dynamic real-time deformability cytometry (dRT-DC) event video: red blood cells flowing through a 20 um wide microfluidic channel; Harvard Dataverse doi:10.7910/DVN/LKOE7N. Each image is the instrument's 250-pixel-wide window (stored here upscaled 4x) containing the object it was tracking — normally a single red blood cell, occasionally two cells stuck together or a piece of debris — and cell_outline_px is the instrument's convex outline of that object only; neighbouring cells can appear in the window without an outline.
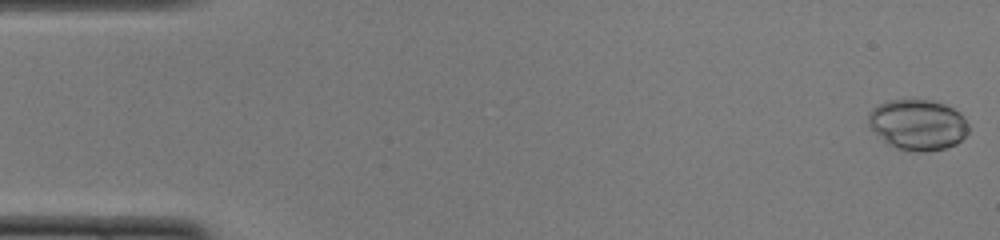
{"species": "common noctule bat (a hibernating species)", "species_latin": "Nyctalus noctula", "temperature_condition": "cold", "stored_images_in_passage": 50, "camera_frame_rate_fps": 3000, "um_per_image_px": 0.085, "animal": {"sex": "female", "body_mass_g": 22.0, "forearm_length_mm": 56.7}, "frame": {"image": 1, "passage_image": 1, "time_ms": 0.0, "image_size_px": [1000, 240], "cell_outline_px": [[968, 132], [956, 144], [944, 148], [924, 152], [916, 152], [896, 148], [884, 140], [868, 124], [868, 116], [872, 108], [888, 100], [932, 100], [944, 104], [952, 108], [968, 124]], "centroid_in_image_um": [78.0, 10.6], "position_along_channel_um": 7.0, "area_um2": 29.07}}
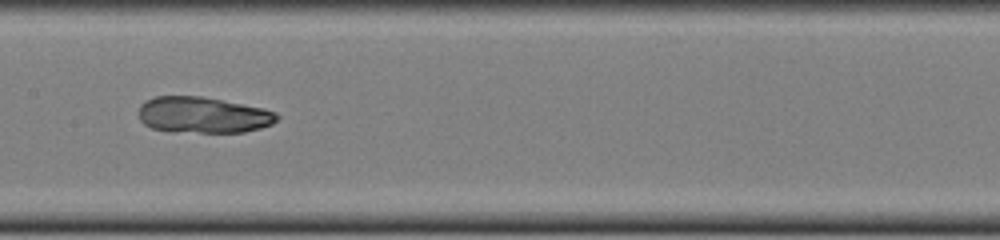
{"frame": {"image": 2, "passage_image": 25, "time_ms": 8.0, "image_size_px": [1000, 240], "cell_outline_px": [[280, 116], [272, 124], [260, 128], [244, 132], [172, 132], [152, 128], [144, 124], [140, 120], [140, 104], [144, 100], [156, 96], [200, 96], [264, 108], [276, 112]], "centroid_in_image_um": [17.25, 9.77], "position_along_channel_um": 190.2, "area_um2": 29.19}}
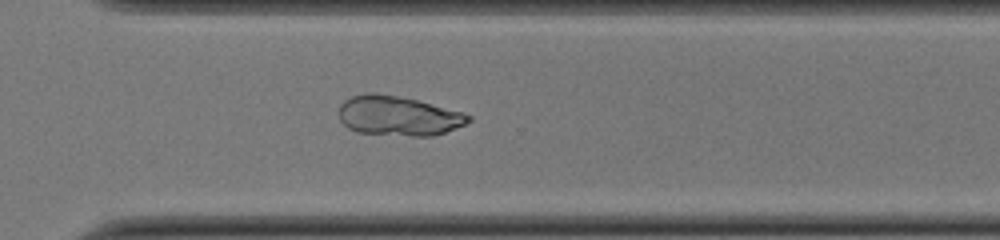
{"frame": {"image": 3, "passage_image": 36, "time_ms": 11.667, "image_size_px": [1000, 240], "cell_outline_px": [[472, 120], [464, 124], [444, 132], [432, 136], [412, 136], [356, 132], [348, 128], [340, 120], [340, 104], [344, 100], [352, 96], [364, 92], [376, 92], [416, 100], [464, 112], [472, 116]], "centroid_in_image_um": [33.84, 9.84], "position_along_channel_um": 336.8, "area_um2": 29.88}, "authors_computed_cell_mechanics": {"area_um2": 29.5936, "velocity_mm_per_s": 3.9919, "shape_relaxation_time_tau1_ms": null, "shape_relaxation_time_tau2_ms": 2.5486, "deformation_change_tau1": null, "deformation_change_tau2": 0.0639}}